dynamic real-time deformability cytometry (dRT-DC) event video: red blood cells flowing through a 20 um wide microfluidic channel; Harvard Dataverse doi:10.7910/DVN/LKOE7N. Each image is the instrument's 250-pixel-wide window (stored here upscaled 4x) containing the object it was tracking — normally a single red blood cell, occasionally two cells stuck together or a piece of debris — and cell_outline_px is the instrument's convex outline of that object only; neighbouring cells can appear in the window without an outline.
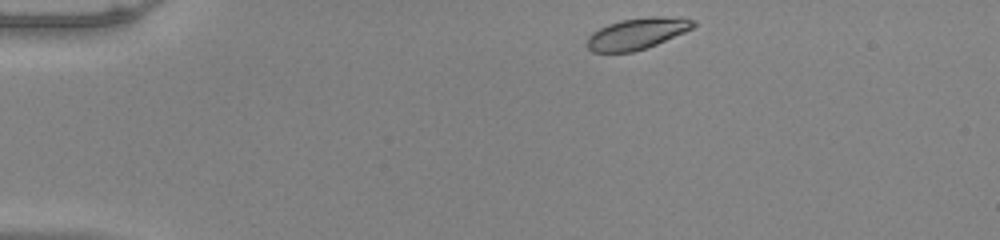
{"species": "common noctule bat (a hibernating species)", "species_latin": "Nyctalus noctula", "temperature_condition": "warm", "stored_images_in_passage": 43, "camera_frame_rate_fps": 3000, "um_per_image_px": 0.085, "animal": {"sex": "male", "body_mass_g": 20.0, "forearm_length_mm": 53.3}, "frame": {"image": 1, "passage_image": 1, "time_ms": 0.0, "image_size_px": [1000, 240], "cell_outline_px": [[696, 24], [692, 28], [684, 32], [656, 44], [632, 52], [592, 52], [588, 48], [588, 36], [592, 32], [608, 24], [620, 20], [652, 16], [656, 16], [696, 20]], "centroid_in_image_um": [54.12, 2.85], "position_along_channel_um": 30.9, "area_um2": 19.02}}
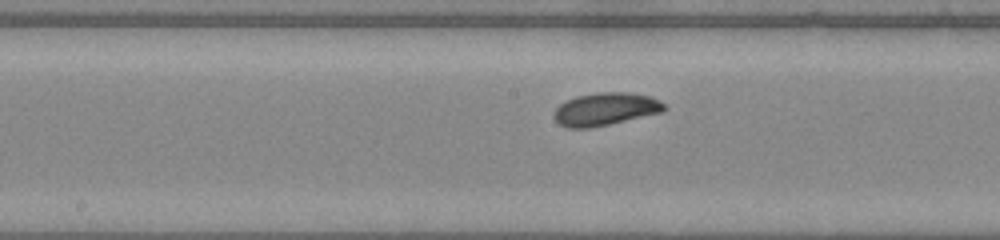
{"frame": {"image": 2, "passage_image": 19, "time_ms": 6.0, "image_size_px": [1000, 240], "cell_outline_px": [[668, 108], [664, 112], [608, 124], [588, 128], [568, 128], [560, 124], [552, 116], [556, 108], [560, 104], [576, 96], [596, 92], [628, 92], [652, 96], [660, 100]], "centroid_in_image_um": [51.5, 9.26], "position_along_channel_um": 196.7, "area_um2": 21.15}}
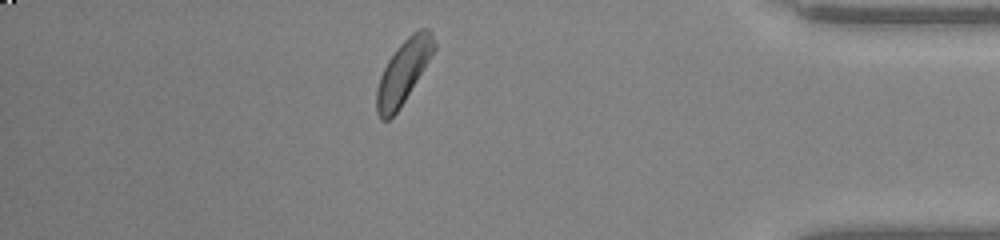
{"frame": {"image": 3, "passage_image": 37, "time_ms": 12.0, "image_size_px": [1000, 240], "cell_outline_px": [[436, 48], [400, 108], [388, 120], [380, 120], [376, 112], [376, 88], [380, 76], [388, 60], [396, 48], [412, 32], [420, 28], [428, 28], [432, 32], [436, 44]], "centroid_in_image_um": [34.28, 6.09], "position_along_channel_um": 400.9, "area_um2": 21.1}}